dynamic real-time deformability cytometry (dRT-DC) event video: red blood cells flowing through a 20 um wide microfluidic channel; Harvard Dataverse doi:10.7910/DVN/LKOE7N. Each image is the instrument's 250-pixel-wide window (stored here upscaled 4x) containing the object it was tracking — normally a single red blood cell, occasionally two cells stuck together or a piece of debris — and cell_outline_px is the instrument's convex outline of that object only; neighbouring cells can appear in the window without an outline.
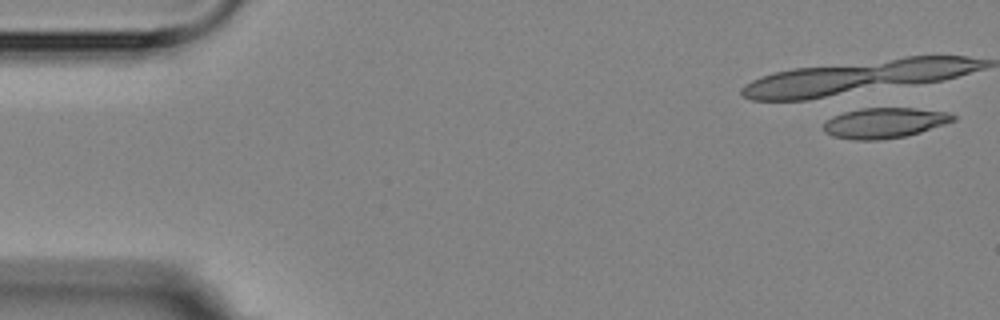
{"species": "Egyptian fruit bat (a non-hibernating species)", "species_latin": "Rousettus aegyptiacus", "temperature_condition": "room temperature", "stored_images_in_passage": 6, "camera_frame_rate_fps": 3000, "um_per_image_px": 0.085, "animal": {"sex": "female"}, "frame": {"image": 1, "passage_image": 1, "time_ms": 0.0, "image_size_px": [1000, 320], "cell_outline_px": [[956, 120], [920, 132], [904, 136], [880, 140], [852, 140], [832, 136], [824, 132], [824, 120], [832, 116], [844, 112], [860, 108], [916, 108], [952, 112], [956, 116]], "centroid_in_image_um": [75.17, 10.44], "position_along_channel_um": 9.8, "area_um2": 23.18}}
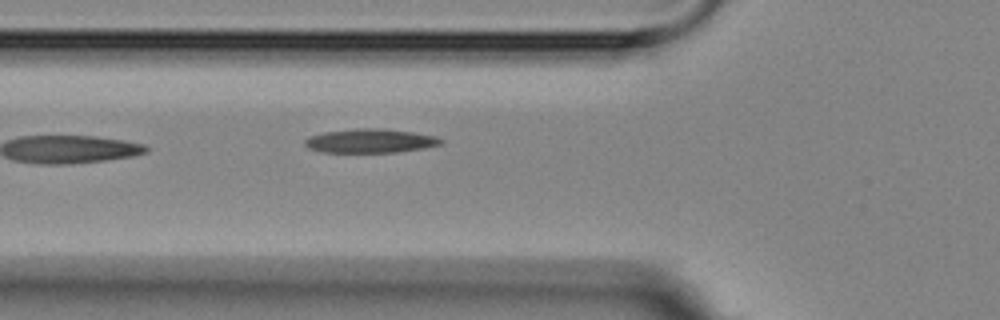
{"frame": {"image": 2, "passage_image": 6, "time_ms": 6.333, "image_size_px": [1000, 320], "cell_outline_px": [[444, 144], [424, 148], [396, 152], [320, 152], [308, 148], [304, 144], [304, 140], [308, 136], [324, 132], [356, 128], [384, 128], [412, 132], [436, 136], [444, 140]], "centroid_in_image_um": [31.47, 11.97], "position_along_channel_um": 94.3, "area_um2": 19.19}}